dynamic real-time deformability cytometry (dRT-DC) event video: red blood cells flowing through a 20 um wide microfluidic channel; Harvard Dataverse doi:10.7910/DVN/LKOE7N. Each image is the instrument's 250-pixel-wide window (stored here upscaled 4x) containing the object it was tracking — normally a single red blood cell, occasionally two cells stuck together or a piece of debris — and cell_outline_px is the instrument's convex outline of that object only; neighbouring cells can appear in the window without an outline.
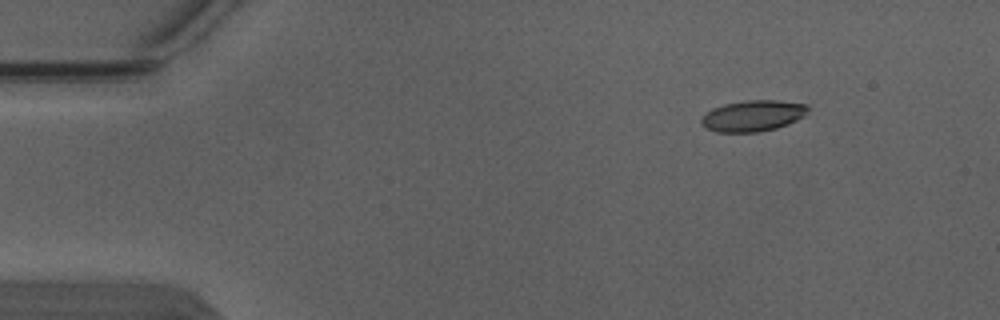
{"species": "Egyptian fruit bat (a non-hibernating species)", "species_latin": "Rousettus aegyptiacus", "temperature_condition": "warm", "stored_images_in_passage": 4, "camera_frame_rate_fps": 3000, "um_per_image_px": 0.085, "animal": {"sex": "male"}, "frame": {"image": 1, "passage_image": 1, "time_ms": 0.0, "image_size_px": [1000, 320], "cell_outline_px": [[808, 108], [804, 116], [788, 124], [776, 128], [760, 132], [716, 132], [704, 128], [700, 124], [700, 120], [712, 108], [724, 104], [748, 100], [780, 100], [808, 104]], "centroid_in_image_um": [63.99, 9.84], "position_along_channel_um": 21.0, "area_um2": 19.42}}
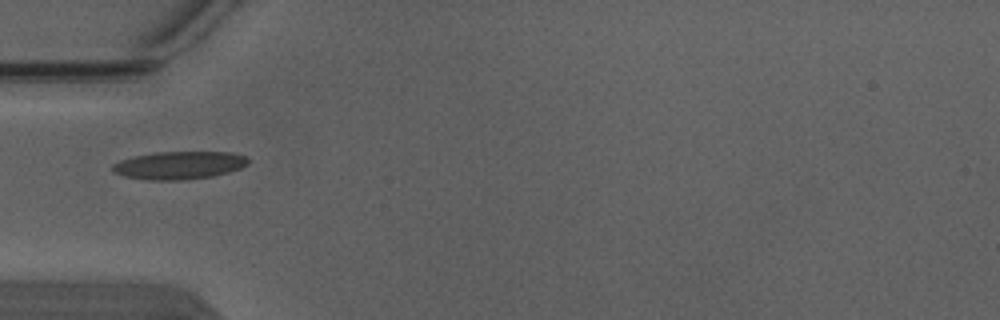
{"frame": {"image": 2, "passage_image": 4, "time_ms": 1.0, "image_size_px": [1000, 320], "cell_outline_px": [[248, 164], [240, 168], [228, 172], [212, 176], [180, 180], [148, 180], [124, 176], [112, 172], [112, 164], [120, 160], [136, 156], [156, 152], [232, 152], [248, 156]], "centroid_in_image_um": [15.23, 14.04], "position_along_channel_um": 69.8, "area_um2": 22.02}}